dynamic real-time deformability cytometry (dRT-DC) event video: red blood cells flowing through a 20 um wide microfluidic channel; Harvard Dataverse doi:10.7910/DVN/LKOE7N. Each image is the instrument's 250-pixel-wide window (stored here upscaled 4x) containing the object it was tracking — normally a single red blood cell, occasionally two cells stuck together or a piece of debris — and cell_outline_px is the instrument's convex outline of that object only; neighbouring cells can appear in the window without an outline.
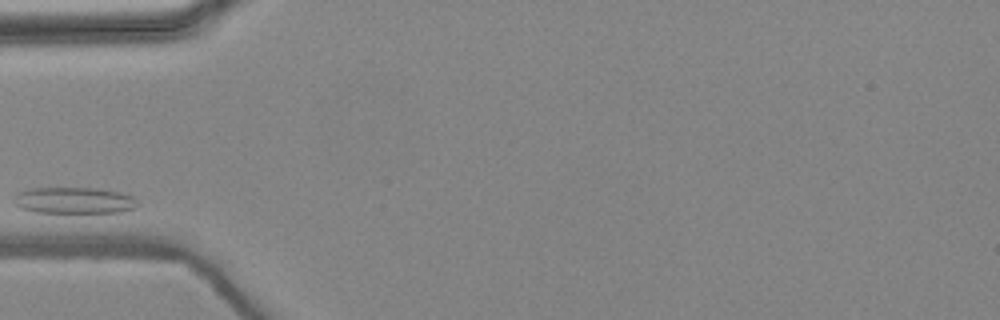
{"species": "common noctule bat (a hibernating species)", "species_latin": "Nyctalus noctula", "temperature_condition": "warm", "stored_images_in_passage": 3, "camera_frame_rate_fps": 3000, "um_per_image_px": 0.085, "animal": {"sex": "female", "body_mass_g": 24.6, "forearm_length_mm": 56.2}, "frame": {"image": 1, "passage_image": 1, "time_ms": 0.0, "image_size_px": [1000, 320], "cell_outline_px": [[140, 204], [136, 208], [120, 212], [76, 216], [36, 212], [20, 208], [16, 204], [16, 192], [28, 188], [96, 188], [120, 192], [132, 196]], "centroid_in_image_um": [6.34, 17.09], "position_along_channel_um": 78.7, "area_um2": 20.17}}